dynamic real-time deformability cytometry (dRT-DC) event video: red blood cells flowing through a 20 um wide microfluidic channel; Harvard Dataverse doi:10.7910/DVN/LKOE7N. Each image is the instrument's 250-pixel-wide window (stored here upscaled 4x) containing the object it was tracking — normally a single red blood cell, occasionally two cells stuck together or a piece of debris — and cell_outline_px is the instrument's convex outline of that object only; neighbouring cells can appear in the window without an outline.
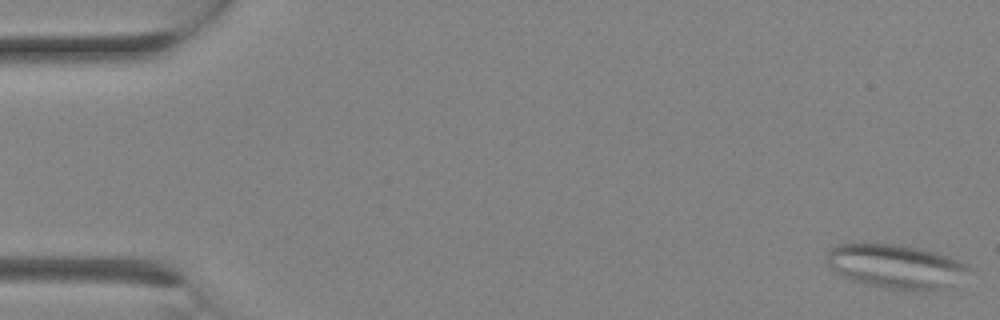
{"species": "Egyptian fruit bat (a non-hibernating species)", "species_latin": "Rousettus aegyptiacus", "temperature_condition": "room temperature", "stored_images_in_passage": 11, "camera_frame_rate_fps": 3000, "um_per_image_px": 0.085, "animal": {"sex": "female"}, "frame": {"image": 1, "passage_image": 1, "time_ms": 0.0, "image_size_px": [1000, 320], "cell_outline_px": [[968, 268], [948, 284], [940, 288], [884, 288], [852, 280], [844, 276], [832, 268], [828, 264], [828, 252], [832, 248], [840, 244], [864, 240], [900, 244], [936, 252], [960, 260], [968, 264]], "centroid_in_image_um": [76.01, 22.54], "position_along_channel_um": 9.0, "area_um2": 35.55}}
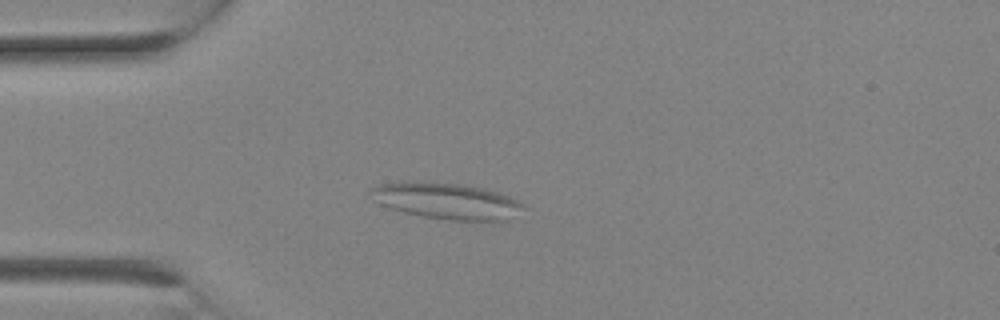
{"frame": {"image": 2, "passage_image": 7, "time_ms": 2.0, "image_size_px": [1000, 320], "cell_outline_px": [[524, 208], [504, 220], [452, 220], [424, 216], [404, 212], [380, 204], [372, 188], [380, 184], [460, 184], [484, 188], [508, 196], [524, 204]], "centroid_in_image_um": [38.08, 17.12], "position_along_channel_um": 46.9, "area_um2": 30.23}}